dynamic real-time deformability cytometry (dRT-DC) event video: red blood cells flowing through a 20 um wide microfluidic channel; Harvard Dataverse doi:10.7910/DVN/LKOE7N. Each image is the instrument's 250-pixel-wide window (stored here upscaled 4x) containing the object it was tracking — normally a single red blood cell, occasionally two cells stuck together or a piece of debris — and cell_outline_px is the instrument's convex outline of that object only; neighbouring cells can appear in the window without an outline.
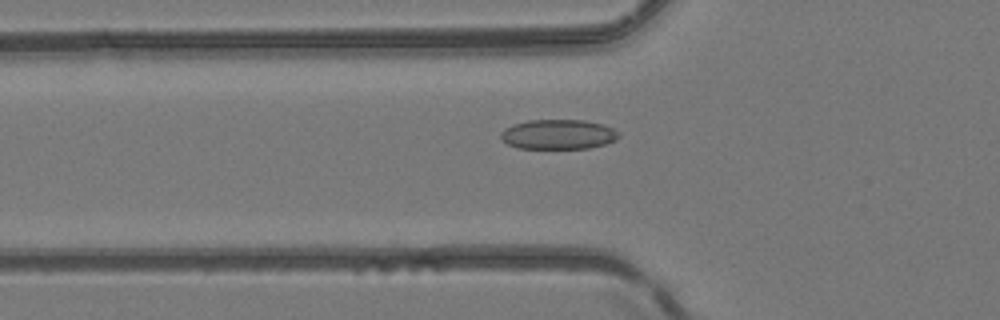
{"species": "common noctule bat (a hibernating species)", "species_latin": "Nyctalus noctula", "temperature_condition": "room temperature", "stored_images_in_passage": 51, "camera_frame_rate_fps": 3000, "um_per_image_px": 0.085, "animal": {"sex": "female", "body_mass_g": 24.6, "forearm_length_mm": 56.2}, "frame": {"image": 1, "passage_image": 19, "time_ms": 6.0, "image_size_px": [1000, 320], "cell_outline_px": [[620, 136], [616, 140], [604, 144], [588, 148], [516, 148], [500, 140], [500, 132], [504, 128], [512, 124], [528, 120], [584, 120], [600, 124], [612, 128], [620, 132]], "centroid_in_image_um": [47.41, 11.42], "position_along_channel_um": 78.4, "area_um2": 20.58}}
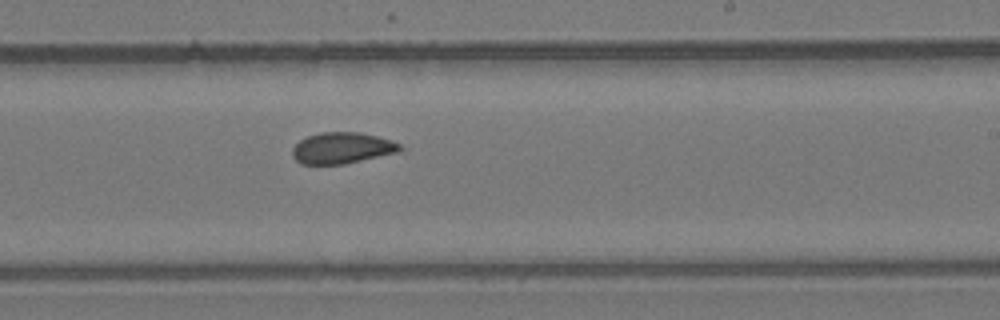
{"frame": {"image": 2, "passage_image": 32, "time_ms": 10.333, "image_size_px": [1000, 320], "cell_outline_px": [[404, 148], [400, 152], [344, 164], [300, 164], [292, 156], [292, 148], [300, 140], [308, 136], [320, 132], [360, 132], [392, 140], [400, 144]], "centroid_in_image_um": [29.09, 12.58], "position_along_channel_um": 259.9, "area_um2": 19.71}}
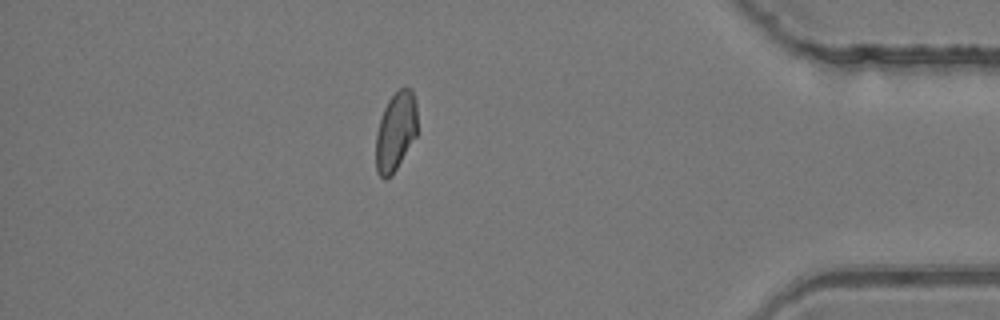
{"frame": {"image": 3, "passage_image": 45, "time_ms": 14.667, "image_size_px": [1000, 320], "cell_outline_px": [[416, 136], [392, 176], [384, 180], [376, 172], [376, 132], [384, 108], [388, 100], [400, 88], [412, 88], [416, 100]], "centroid_in_image_um": [33.62, 11.19], "position_along_channel_um": 401.6, "area_um2": 19.07}, "authors_computed_cell_mechanics": {"area_um2": 20.3456, "velocity_mm_per_s": 4.1734, "shape_relaxation_time_tau1_ms": null, "shape_relaxation_time_tau2_ms": 4.0011, "deformation_change_tau1": null, "deformation_change_tau2": 0.0942}}